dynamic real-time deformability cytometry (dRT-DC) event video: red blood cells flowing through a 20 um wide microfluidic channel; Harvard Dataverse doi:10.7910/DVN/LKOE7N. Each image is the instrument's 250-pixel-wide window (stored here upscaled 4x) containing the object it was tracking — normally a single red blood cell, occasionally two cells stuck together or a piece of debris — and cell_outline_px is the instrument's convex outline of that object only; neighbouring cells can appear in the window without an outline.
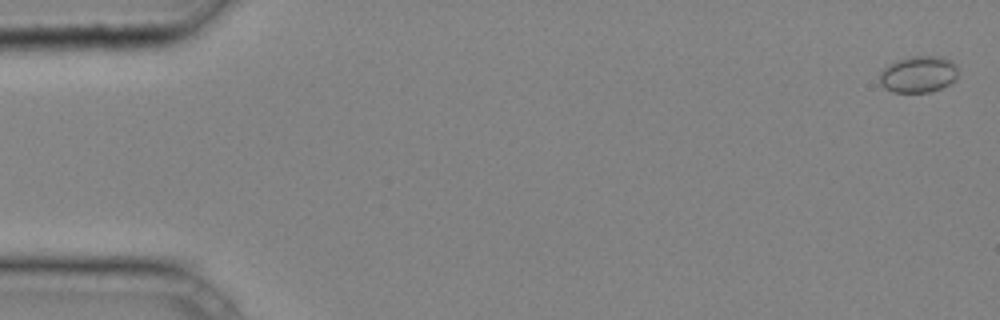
{"species": "common noctule bat (a hibernating species)", "species_latin": "Nyctalus noctula", "temperature_condition": "cold", "stored_images_in_passage": 39, "camera_frame_rate_fps": 3000, "um_per_image_px": 0.085, "animal": {"sex": "male", "body_mass_g": 20.4}, "frame": {"image": 1, "passage_image": 1, "time_ms": 0.0, "image_size_px": [1000, 320], "cell_outline_px": [[956, 80], [940, 88], [928, 92], [892, 92], [884, 88], [880, 84], [880, 72], [888, 64], [896, 60], [908, 56], [944, 56], [952, 60], [956, 64]], "centroid_in_image_um": [78.05, 6.29], "position_along_channel_um": 6.9, "area_um2": 16.88}}
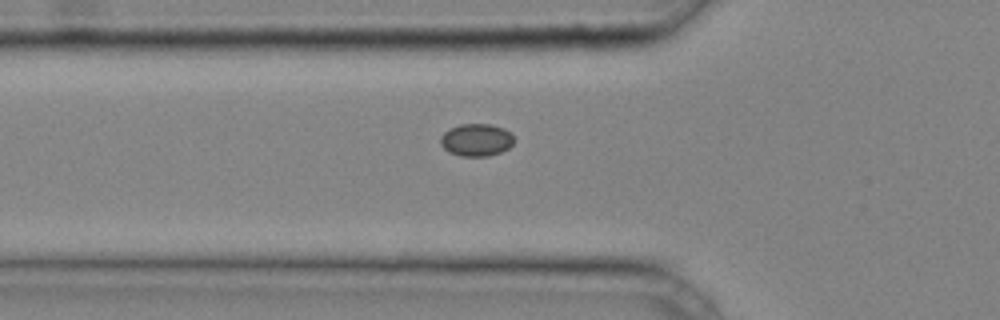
{"frame": {"image": 2, "passage_image": 15, "time_ms": 4.667, "image_size_px": [1000, 320], "cell_outline_px": [[516, 140], [508, 148], [500, 152], [488, 156], [460, 156], [448, 152], [440, 144], [440, 136], [448, 128], [460, 124], [488, 124], [504, 128]], "centroid_in_image_um": [40.46, 11.89], "position_along_channel_um": 85.3, "area_um2": 13.99}}
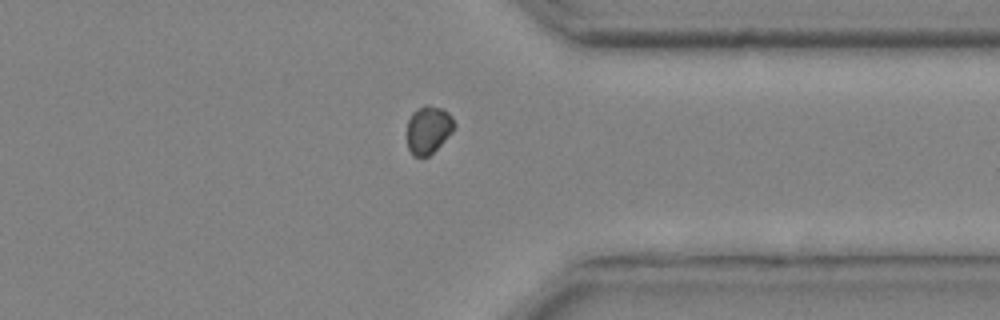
{"frame": {"image": 3, "passage_image": 34, "time_ms": 11.0, "image_size_px": [1000, 320], "cell_outline_px": [[456, 128], [428, 156], [412, 156], [408, 148], [408, 120], [412, 112], [424, 104], [428, 104], [444, 108], [452, 116], [456, 124]], "centroid_in_image_um": [36.43, 10.98], "position_along_channel_um": 375.0, "area_um2": 13.24}}